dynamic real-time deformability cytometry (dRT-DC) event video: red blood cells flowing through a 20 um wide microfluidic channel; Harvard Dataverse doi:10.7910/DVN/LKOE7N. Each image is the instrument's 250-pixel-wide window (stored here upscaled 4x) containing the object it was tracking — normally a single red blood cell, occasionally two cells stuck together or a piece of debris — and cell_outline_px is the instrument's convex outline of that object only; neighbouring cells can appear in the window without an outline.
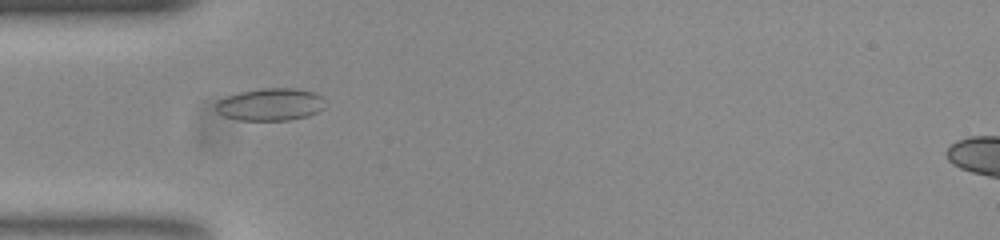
{"species": "common noctule bat (a hibernating species)", "species_latin": "Nyctalus noctula", "temperature_condition": "room temperature", "stored_images_in_passage": 40, "camera_frame_rate_fps": 3000, "um_per_image_px": 0.085, "animal": {"sex": "female", "body_mass_g": 23.0, "forearm_length_mm": 53.4}, "frame": {"image": 1, "passage_image": 3, "time_ms": 0.667, "image_size_px": [1000, 240], "cell_outline_px": [[320, 108], [316, 112], [308, 116], [288, 120], [240, 120], [224, 116], [216, 112], [216, 100], [240, 92], [260, 88], [296, 88], [312, 92], [320, 96]], "centroid_in_image_um": [22.88, 8.88], "position_along_channel_um": 62.1, "area_um2": 20.29}}
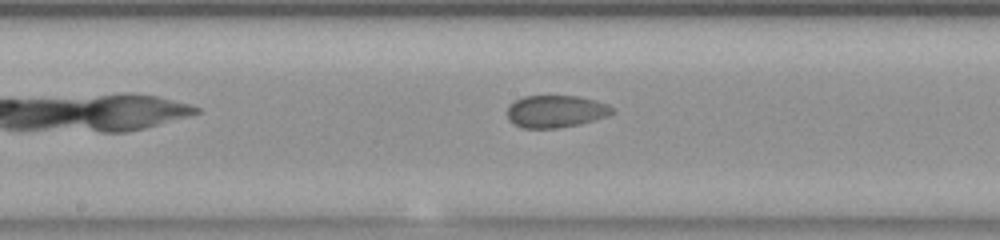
{"frame": {"image": 2, "passage_image": 14, "time_ms": 4.333, "image_size_px": [1000, 240], "cell_outline_px": [[616, 112], [608, 116], [580, 124], [560, 128], [520, 128], [512, 124], [508, 120], [508, 104], [524, 96], [576, 96], [596, 100], [608, 104]], "centroid_in_image_um": [47.23, 9.48], "position_along_channel_um": 201.0, "area_um2": 20.0}}
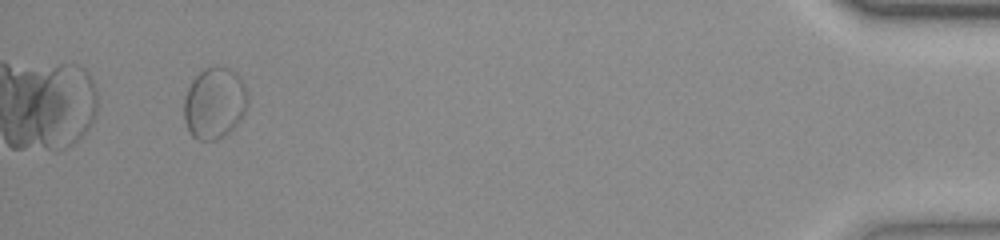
{"frame": {"image": 3, "passage_image": 37, "time_ms": 12.0, "image_size_px": [1000, 240], "cell_outline_px": [[248, 100], [244, 112], [240, 120], [224, 136], [216, 140], [200, 140], [192, 136], [184, 120], [184, 100], [188, 88], [192, 80], [204, 68], [216, 64], [228, 68], [236, 72], [244, 84], [248, 96]], "centroid_in_image_um": [18.23, 8.74], "position_along_channel_um": 417.0, "area_um2": 26.59}}